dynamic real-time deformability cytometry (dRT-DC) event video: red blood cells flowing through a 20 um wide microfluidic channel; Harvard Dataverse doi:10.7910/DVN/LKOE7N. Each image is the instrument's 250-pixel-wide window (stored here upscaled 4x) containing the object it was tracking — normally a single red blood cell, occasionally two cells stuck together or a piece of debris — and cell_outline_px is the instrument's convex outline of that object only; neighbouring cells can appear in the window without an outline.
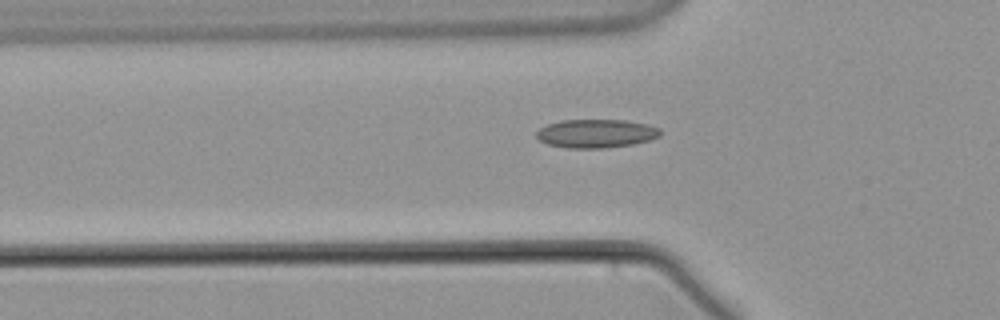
{"species": "common noctule bat (a hibernating species)", "species_latin": "Nyctalus noctula", "temperature_condition": "warm", "stored_images_in_passage": 41, "camera_frame_rate_fps": 3000, "um_per_image_px": 0.085, "animal": {"sex": "male", "body_mass_g": 21.5, "forearm_length_mm": 52.0}, "frame": {"image": 1, "passage_image": 5, "time_ms": 1.333, "image_size_px": [1000, 320], "cell_outline_px": [[660, 136], [648, 140], [632, 144], [604, 148], [568, 148], [548, 144], [540, 140], [536, 136], [536, 132], [540, 128], [548, 124], [560, 120], [628, 120], [648, 124], [660, 128]], "centroid_in_image_um": [50.67, 11.34], "position_along_channel_um": 75.1, "area_um2": 20.58}}
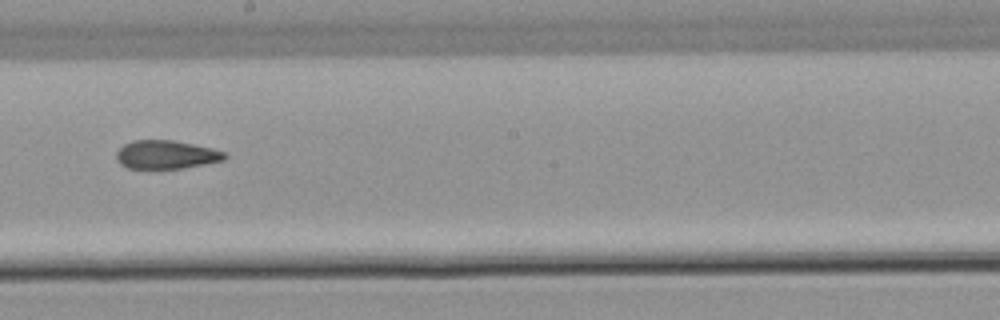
{"frame": {"image": 2, "passage_image": 18, "time_ms": 5.667, "image_size_px": [1000, 320], "cell_outline_px": [[228, 156], [224, 160], [180, 168], [128, 168], [120, 164], [116, 160], [116, 152], [124, 144], [132, 140], [172, 140], [212, 148], [224, 152]], "centroid_in_image_um": [14.09, 13.13], "position_along_channel_um": 234.1, "area_um2": 17.8}}
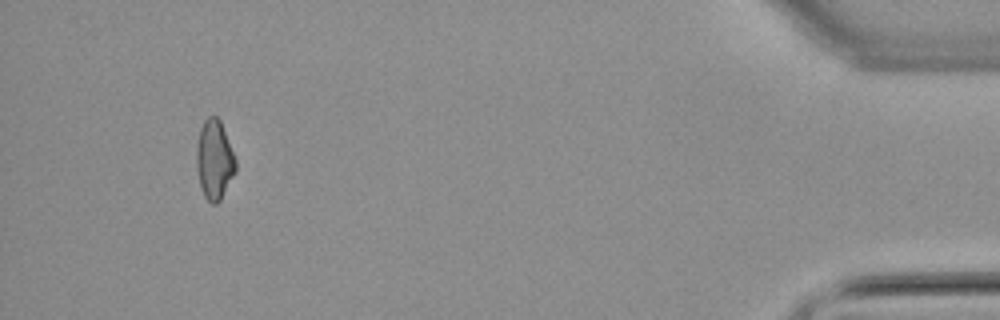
{"frame": {"image": 3, "passage_image": 39, "time_ms": 12.667, "image_size_px": [1000, 320], "cell_outline_px": [[236, 172], [220, 200], [216, 204], [212, 204], [204, 196], [200, 184], [196, 168], [196, 152], [200, 128], [204, 120], [208, 116], [216, 116], [220, 120], [236, 160]], "centroid_in_image_um": [18.22, 13.59], "position_along_channel_um": 417.0, "area_um2": 18.03}}